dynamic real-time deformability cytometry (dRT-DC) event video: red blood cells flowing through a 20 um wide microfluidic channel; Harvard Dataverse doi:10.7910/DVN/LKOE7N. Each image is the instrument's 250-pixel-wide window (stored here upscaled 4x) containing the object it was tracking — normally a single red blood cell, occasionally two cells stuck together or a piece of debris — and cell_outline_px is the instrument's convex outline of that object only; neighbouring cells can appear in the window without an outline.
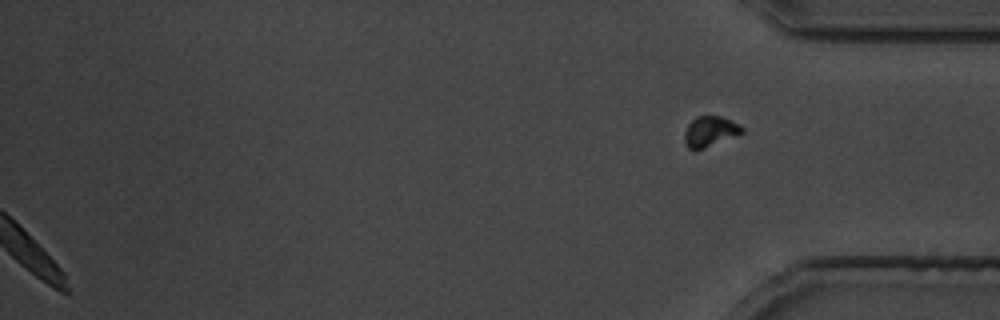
{"species": "common noctule bat (a hibernating species)", "species_latin": "Nyctalus noctula", "temperature_condition": "cold", "stored_images_in_passage": 29, "segment_of_instrument_passage": [2, 2], "camera_frame_rate_fps": 3000, "um_per_image_px": 0.085, "animal": {"sex": "male", "body_mass_g": 19.5, "forearm_length_mm": 54.6}, "frame": {"image": 1, "passage_image": 29, "time_ms": 34.667, "image_size_px": [1000, 320], "cell_outline_px": [[744, 132], [696, 152], [692, 152], [688, 148], [684, 140], [684, 132], [688, 124], [696, 116], [720, 116], [740, 124], [744, 128]], "centroid_in_image_um": [60.32, 11.2], "position_along_channel_um": 374.9, "area_um2": 10.4}}